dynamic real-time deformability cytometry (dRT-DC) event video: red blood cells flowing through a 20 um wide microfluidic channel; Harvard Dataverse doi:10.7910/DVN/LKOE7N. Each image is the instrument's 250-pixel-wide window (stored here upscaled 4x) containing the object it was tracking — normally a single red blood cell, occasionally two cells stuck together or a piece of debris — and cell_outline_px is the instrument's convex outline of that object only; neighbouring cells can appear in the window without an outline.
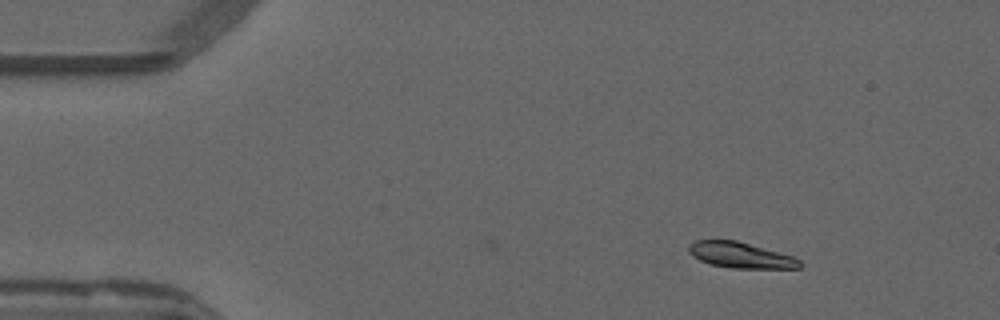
{"species": "common noctule bat (a hibernating species)", "species_latin": "Nyctalus noctula", "temperature_condition": "warm", "stored_images_in_passage": 47, "camera_frame_rate_fps": 3000, "um_per_image_px": 0.085, "animal": {"sex": "male", "forearm_length_mm": 52.5}, "frame": {"image": 1, "passage_image": 1, "time_ms": 0.0, "image_size_px": [1000, 320], "cell_outline_px": [[804, 264], [800, 268], [732, 268], [712, 264], [700, 260], [692, 256], [688, 252], [688, 248], [696, 240], [736, 240], [792, 256], [800, 260]], "centroid_in_image_um": [62.97, 21.69], "position_along_channel_um": 22.0, "area_um2": 16.47}}
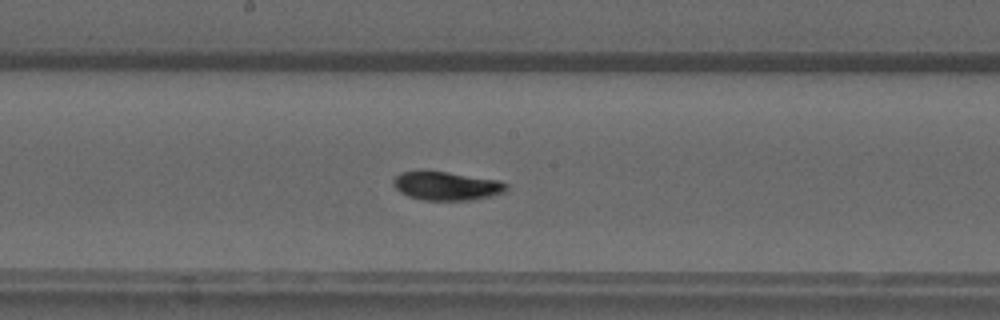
{"frame": {"image": 2, "passage_image": 22, "time_ms": 7.0, "image_size_px": [1000, 320], "cell_outline_px": [[508, 188], [504, 192], [472, 200], [424, 200], [408, 196], [400, 192], [392, 184], [392, 180], [400, 172], [448, 172], [500, 180], [508, 184]], "centroid_in_image_um": [37.97, 15.81], "position_along_channel_um": 210.2, "area_um2": 18.67}}
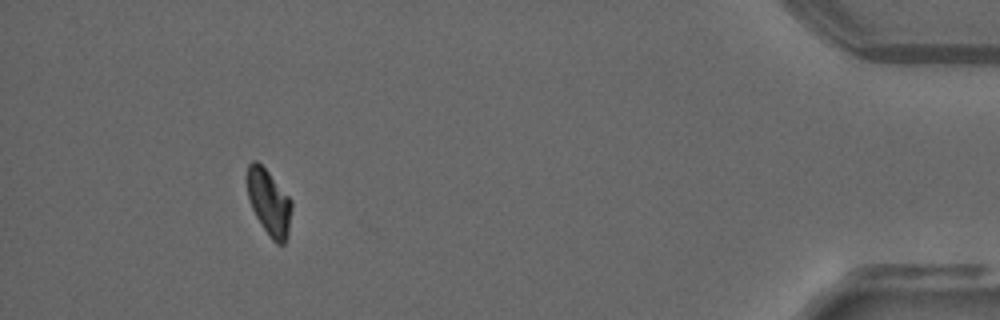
{"frame": {"image": 3, "passage_image": 43, "time_ms": 14.0, "image_size_px": [1000, 320], "cell_outline_px": [[292, 208], [288, 236], [284, 244], [276, 244], [272, 240], [260, 224], [252, 208], [248, 196], [248, 164], [252, 160], [256, 160], [268, 172], [292, 200]], "centroid_in_image_um": [22.89, 17.25], "position_along_channel_um": 412.3, "area_um2": 16.94}, "authors_computed_cell_mechanics": {"area_um2": 17.9758, "velocity_mm_per_s": 3.8264, "shape_relaxation_time_tau1_ms": 6.7731, "shape_relaxation_time_tau2_ms": null, "deformation_change_tau1": 0.2032, "deformation_change_tau2": null}}